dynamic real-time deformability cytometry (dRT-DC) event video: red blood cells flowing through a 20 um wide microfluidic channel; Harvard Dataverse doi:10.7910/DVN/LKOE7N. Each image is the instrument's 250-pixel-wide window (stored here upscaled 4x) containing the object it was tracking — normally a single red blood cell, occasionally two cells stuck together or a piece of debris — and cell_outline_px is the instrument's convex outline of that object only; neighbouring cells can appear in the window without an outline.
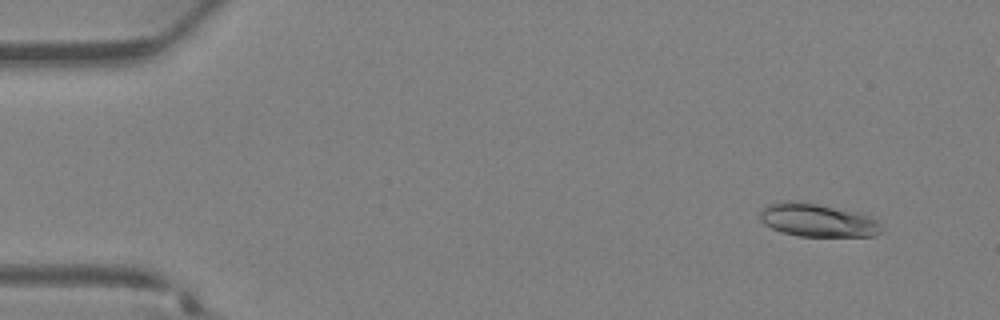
{"species": "Egyptian fruit bat (a non-hibernating species)", "species_latin": "Rousettus aegyptiacus", "temperature_condition": "warm", "stored_images_in_passage": 37, "camera_frame_rate_fps": 3000, "um_per_image_px": 0.085, "animal": {"sex": "female"}, "frame": {"image": 1, "passage_image": 3, "time_ms": 0.667, "image_size_px": [1000, 320], "cell_outline_px": [[884, 228], [876, 236], [796, 236], [780, 232], [764, 224], [760, 220], [760, 212], [768, 204], [784, 200], [792, 200], [816, 204], [860, 212], [884, 224]], "centroid_in_image_um": [69.51, 18.72], "position_along_channel_um": 15.5, "area_um2": 23.76}}
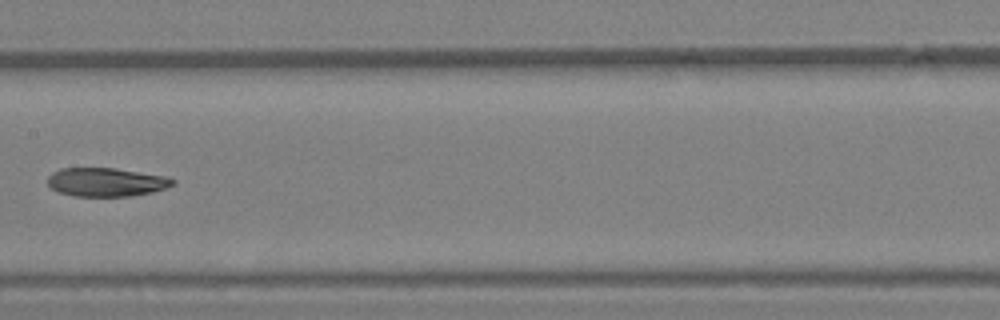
{"frame": {"image": 2, "passage_image": 19, "time_ms": 6.0, "image_size_px": [1000, 320], "cell_outline_px": [[176, 184], [152, 192], [128, 196], [76, 196], [60, 192], [52, 188], [48, 184], [48, 176], [52, 172], [60, 168], [116, 168], [168, 176], [176, 180]], "centroid_in_image_um": [9.06, 15.46], "position_along_channel_um": 198.3, "area_um2": 20.92}}
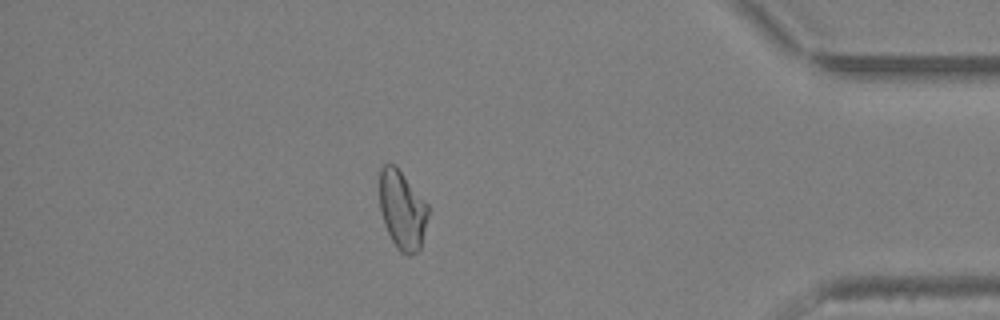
{"frame": {"image": 3, "passage_image": 32, "time_ms": 10.333, "image_size_px": [1000, 320], "cell_outline_px": [[428, 216], [420, 248], [416, 252], [408, 256], [400, 252], [396, 248], [384, 224], [380, 212], [380, 168], [384, 164], [396, 164], [428, 204]], "centroid_in_image_um": [34.18, 17.83], "position_along_channel_um": 401.0, "area_um2": 22.43}}